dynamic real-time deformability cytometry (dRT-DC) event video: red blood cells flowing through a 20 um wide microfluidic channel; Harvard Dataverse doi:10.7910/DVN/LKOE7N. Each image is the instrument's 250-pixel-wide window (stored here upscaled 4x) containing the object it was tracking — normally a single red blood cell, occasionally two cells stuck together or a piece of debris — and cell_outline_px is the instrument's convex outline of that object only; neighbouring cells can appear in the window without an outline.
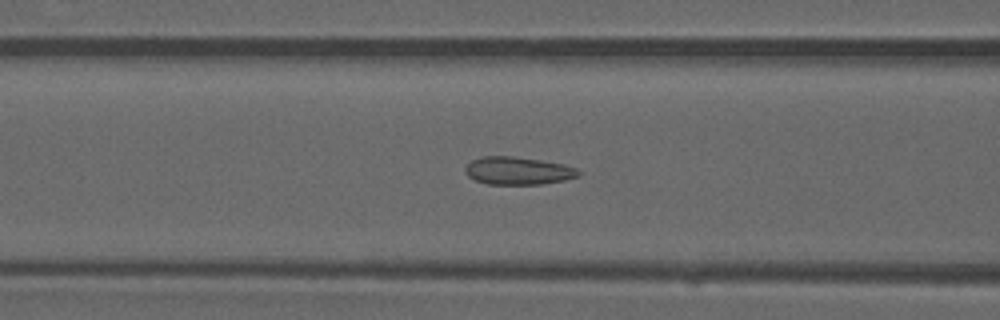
{"species": "common noctule bat (a hibernating species)", "species_latin": "Nyctalus noctula", "temperature_condition": "warm", "stored_images_in_passage": 48, "camera_frame_rate_fps": 3000, "um_per_image_px": 0.085, "animal": {"sex": "male", "forearm_length_mm": 52.5}, "frame": {"image": 1, "passage_image": 18, "time_ms": 5.667, "image_size_px": [1000, 320], "cell_outline_px": [[580, 176], [564, 180], [540, 184], [488, 184], [476, 180], [468, 176], [464, 172], [464, 168], [472, 160], [484, 156], [512, 156], [540, 160], [564, 164], [576, 168], [580, 172]], "centroid_in_image_um": [44.03, 14.51], "position_along_channel_um": 122.6, "area_um2": 18.26}}
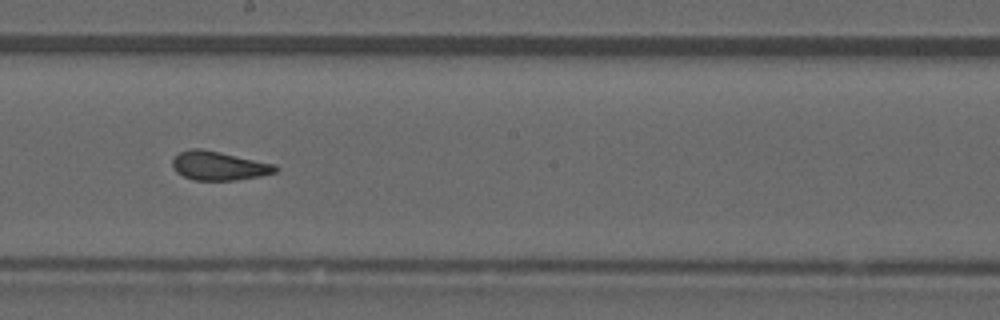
{"frame": {"image": 2, "passage_image": 26, "time_ms": 8.333, "image_size_px": [1000, 320], "cell_outline_px": [[280, 168], [276, 172], [260, 176], [236, 180], [192, 180], [176, 172], [172, 164], [172, 160], [180, 152], [192, 148], [200, 148], [220, 152], [276, 164]], "centroid_in_image_um": [18.62, 14.09], "position_along_channel_um": 229.6, "area_um2": 17.34}}
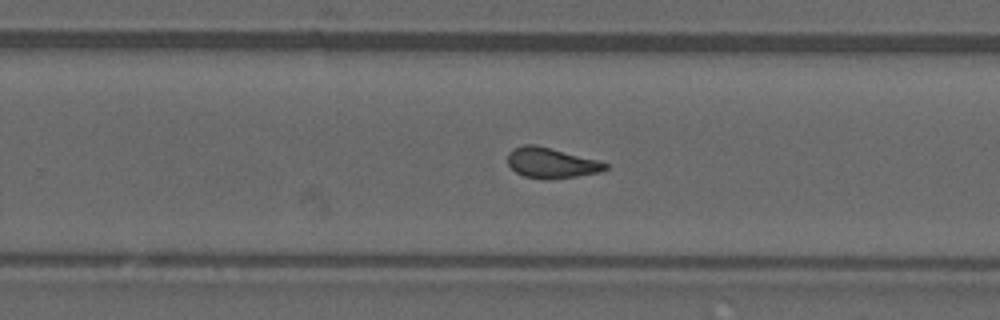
{"frame": {"image": 3, "passage_image": 30, "time_ms": 9.667, "image_size_px": [1000, 320], "cell_outline_px": [[608, 168], [600, 172], [576, 176], [544, 180], [524, 176], [516, 172], [508, 164], [508, 152], [512, 148], [524, 144], [536, 144], [596, 160], [608, 164]], "centroid_in_image_um": [46.81, 13.84], "position_along_channel_um": 283.0, "area_um2": 17.22}, "authors_computed_cell_mechanics": {"area_um2": 17.7735, "velocity_mm_per_s": 4.0129, "shape_relaxation_time_tau1_ms": null, "shape_relaxation_time_tau2_ms": 0.8259, "deformation_change_tau1": null, "deformation_change_tau2": 0.0725}}